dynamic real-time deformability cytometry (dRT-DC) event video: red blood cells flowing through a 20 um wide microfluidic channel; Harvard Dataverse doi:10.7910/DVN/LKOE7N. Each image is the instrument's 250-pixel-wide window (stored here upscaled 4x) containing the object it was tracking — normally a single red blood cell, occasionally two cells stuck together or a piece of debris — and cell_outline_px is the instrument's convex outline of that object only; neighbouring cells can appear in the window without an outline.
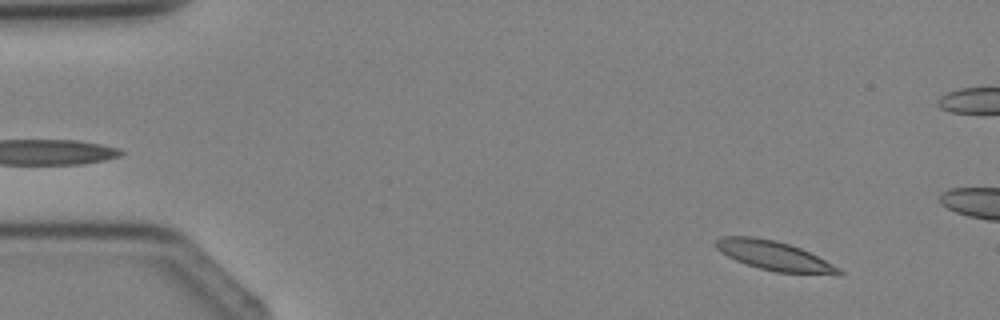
{"species": "Egyptian fruit bat (a non-hibernating species)", "species_latin": "Rousettus aegyptiacus", "temperature_condition": "cold", "stored_images_in_passage": 3, "camera_frame_rate_fps": 3000, "um_per_image_px": 0.085, "animal": {"sex": "female"}, "frame": {"image": 1, "passage_image": 1, "time_ms": 0.0, "image_size_px": [1000, 320], "cell_outline_px": [[844, 272], [840, 276], [776, 272], [760, 268], [736, 260], [728, 256], [716, 248], [712, 244], [720, 236], [752, 236], [776, 240], [800, 248], [840, 268]], "centroid_in_image_um": [65.82, 21.75], "position_along_channel_um": 19.2, "area_um2": 21.1}}